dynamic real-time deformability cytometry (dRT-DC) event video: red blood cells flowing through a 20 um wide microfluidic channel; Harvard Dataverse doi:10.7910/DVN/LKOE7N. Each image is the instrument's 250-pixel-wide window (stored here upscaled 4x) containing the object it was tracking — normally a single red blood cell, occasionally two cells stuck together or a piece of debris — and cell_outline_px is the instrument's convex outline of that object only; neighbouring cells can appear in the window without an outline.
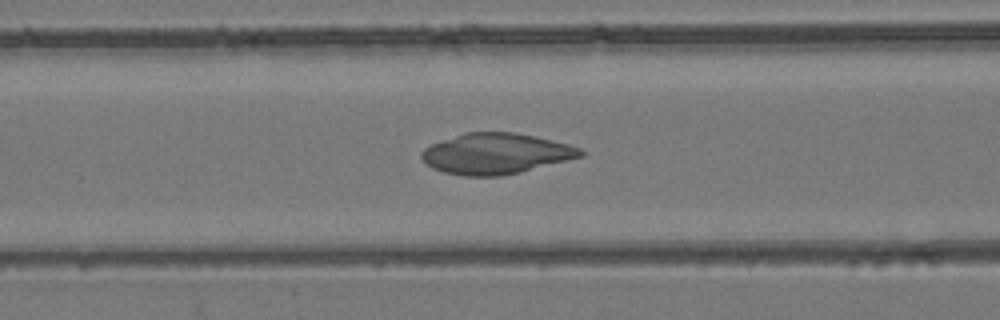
{"species": "common noctule bat (a hibernating species)", "species_latin": "Nyctalus noctula", "temperature_condition": "room temperature", "stored_images_in_passage": 53, "camera_frame_rate_fps": 3000, "um_per_image_px": 0.085, "animal": {"sex": "female", "body_mass_g": 24.6, "forearm_length_mm": 56.2}, "frame": {"image": 1, "passage_image": 22, "time_ms": 7.0, "image_size_px": [1000, 320], "cell_outline_px": [[584, 156], [520, 172], [500, 176], [464, 176], [444, 172], [432, 168], [420, 156], [420, 152], [424, 148], [432, 144], [464, 132], [512, 132], [536, 136], [568, 144], [580, 148], [584, 152]], "centroid_in_image_um": [42.15, 13.06], "position_along_channel_um": 124.5, "area_um2": 37.63}}
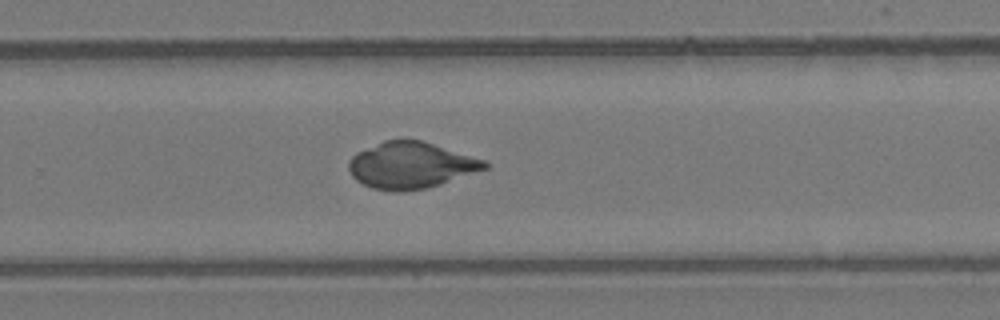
{"frame": {"image": 2, "passage_image": 35, "time_ms": 11.333, "image_size_px": [1000, 320], "cell_outline_px": [[488, 168], [428, 188], [400, 192], [392, 192], [372, 188], [356, 180], [352, 176], [348, 168], [348, 160], [356, 152], [384, 140], [420, 140], [484, 160], [488, 164]], "centroid_in_image_um": [34.87, 14.06], "position_along_channel_um": 294.9, "area_um2": 36.53}}
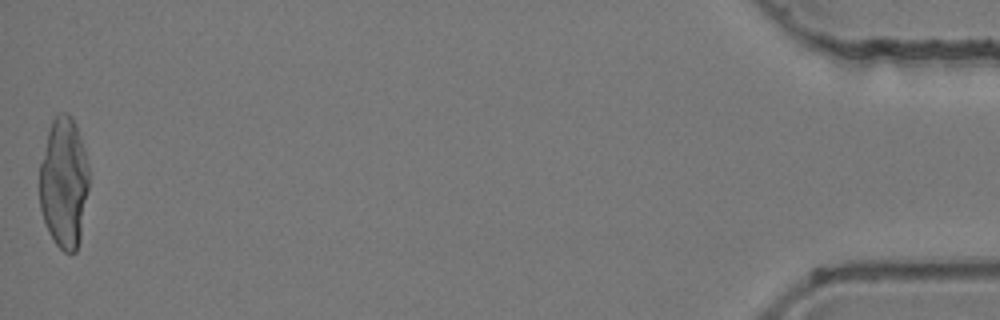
{"frame": {"image": 3, "passage_image": 53, "time_ms": 17.333, "image_size_px": [1000, 320], "cell_outline_px": [[88, 188], [80, 240], [76, 252], [64, 252], [56, 244], [48, 232], [40, 208], [40, 164], [48, 132], [52, 120], [60, 112], [68, 112], [72, 116], [76, 124], [84, 148], [88, 164]], "centroid_in_image_um": [5.43, 15.52], "position_along_channel_um": 429.8, "area_um2": 37.63}}